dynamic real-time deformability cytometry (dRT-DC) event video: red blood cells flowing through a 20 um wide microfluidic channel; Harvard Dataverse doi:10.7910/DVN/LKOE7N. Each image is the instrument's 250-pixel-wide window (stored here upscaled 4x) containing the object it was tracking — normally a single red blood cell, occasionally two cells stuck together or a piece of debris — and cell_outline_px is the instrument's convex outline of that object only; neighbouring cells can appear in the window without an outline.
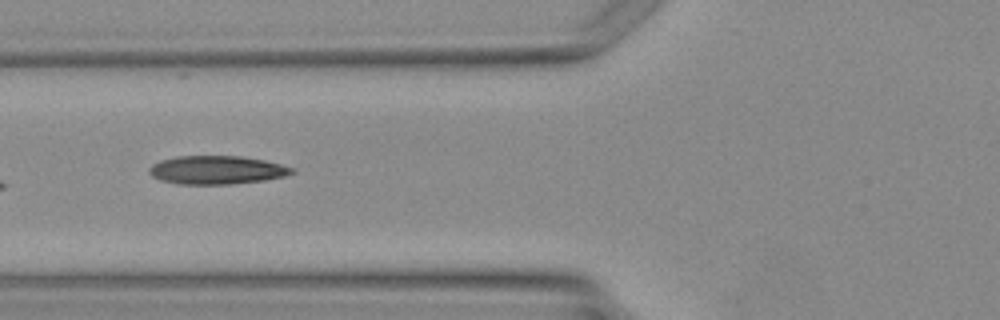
{"species": "Egyptian fruit bat (a non-hibernating species)", "species_latin": "Rousettus aegyptiacus", "temperature_condition": "warm", "stored_images_in_passage": 4, "camera_frame_rate_fps": 3000, "um_per_image_px": 0.085, "animal": {"sex": "female"}, "frame": {"image": 1, "passage_image": 3, "time_ms": 3.667, "image_size_px": [1000, 320], "cell_outline_px": [[296, 172], [284, 176], [264, 180], [228, 184], [180, 184], [160, 180], [152, 176], [148, 172], [148, 168], [152, 164], [160, 160], [176, 156], [240, 156], [264, 160], [296, 168]], "centroid_in_image_um": [18.41, 14.44], "position_along_channel_um": 107.4, "area_um2": 23.7}}
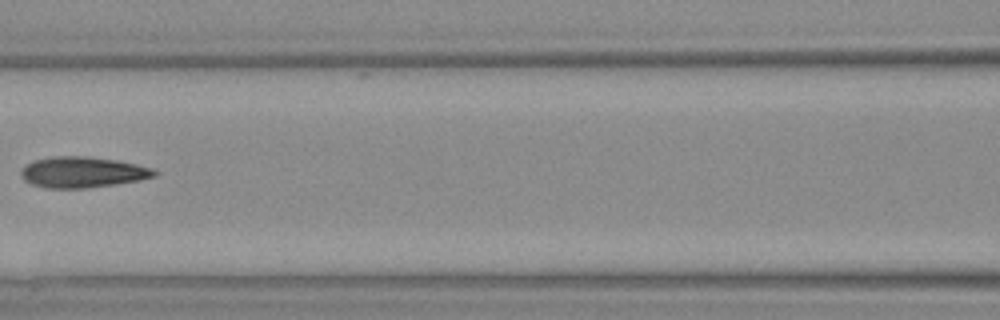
{"frame": {"image": 2, "passage_image": 4, "time_ms": 4.667, "image_size_px": [1000, 320], "cell_outline_px": [[160, 172], [156, 176], [140, 180], [88, 188], [48, 188], [32, 184], [24, 180], [20, 176], [20, 172], [32, 160], [52, 156], [84, 156], [116, 160], [136, 164], [152, 168]], "centroid_in_image_um": [7.03, 14.63], "position_along_channel_um": 159.6, "area_um2": 23.99}}